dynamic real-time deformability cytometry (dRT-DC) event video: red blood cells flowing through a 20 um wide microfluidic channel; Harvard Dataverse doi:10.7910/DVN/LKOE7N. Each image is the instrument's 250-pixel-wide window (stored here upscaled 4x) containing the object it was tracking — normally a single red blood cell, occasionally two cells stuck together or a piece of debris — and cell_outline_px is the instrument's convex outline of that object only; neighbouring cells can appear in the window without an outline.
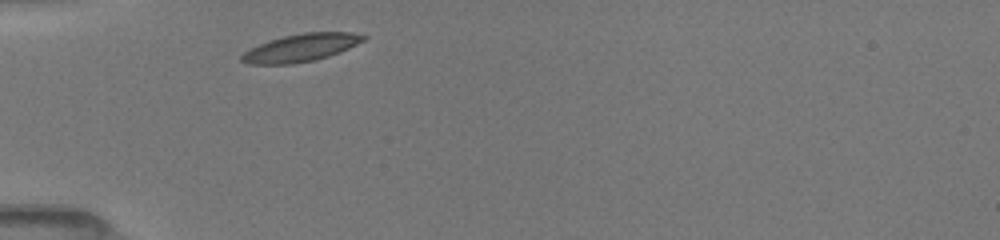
{"species": "common noctule bat (a hibernating species)", "species_latin": "Nyctalus noctula", "temperature_condition": "room temperature", "stored_images_in_passage": 1, "camera_frame_rate_fps": 3000, "um_per_image_px": 0.085, "animal": {"sex": "female", "body_mass_g": 19.5, "forearm_length_mm": 54.1}, "frame": {"image": 1, "passage_image": 1, "time_ms": 0.0, "image_size_px": [1000, 240], "cell_outline_px": [[368, 36], [364, 40], [340, 52], [328, 56], [312, 60], [292, 64], [248, 64], [240, 60], [240, 56], [244, 52], [260, 44], [284, 36], [304, 32], [352, 32]], "centroid_in_image_um": [25.59, 4.05], "position_along_channel_um": 59.4, "area_um2": 19.36}}